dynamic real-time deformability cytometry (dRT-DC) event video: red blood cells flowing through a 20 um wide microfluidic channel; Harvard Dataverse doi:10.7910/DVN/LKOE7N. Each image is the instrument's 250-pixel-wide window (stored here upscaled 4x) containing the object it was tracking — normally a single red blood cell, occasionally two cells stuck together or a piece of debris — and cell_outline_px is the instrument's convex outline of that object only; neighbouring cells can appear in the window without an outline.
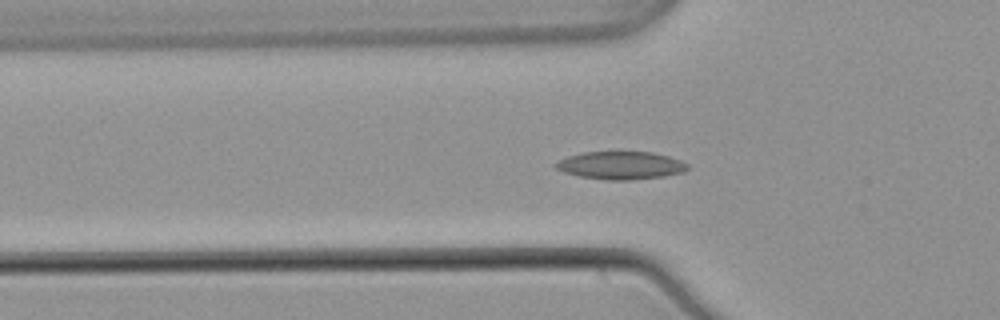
{"species": "common noctule bat (a hibernating species)", "species_latin": "Nyctalus noctula", "temperature_condition": "warm", "stored_images_in_passage": 54, "camera_frame_rate_fps": 3000, "um_per_image_px": 0.085, "animal": {"sex": "male", "body_mass_g": 21.5, "forearm_length_mm": 52.0}, "frame": {"image": 1, "passage_image": 18, "time_ms": 5.667, "image_size_px": [1000, 320], "cell_outline_px": [[692, 168], [684, 172], [664, 176], [628, 180], [608, 180], [580, 176], [564, 172], [556, 168], [552, 164], [568, 156], [584, 152], [652, 152], [668, 156], [680, 160], [688, 164]], "centroid_in_image_um": [52.8, 14.06], "position_along_channel_um": 73.0, "area_um2": 21.39}}
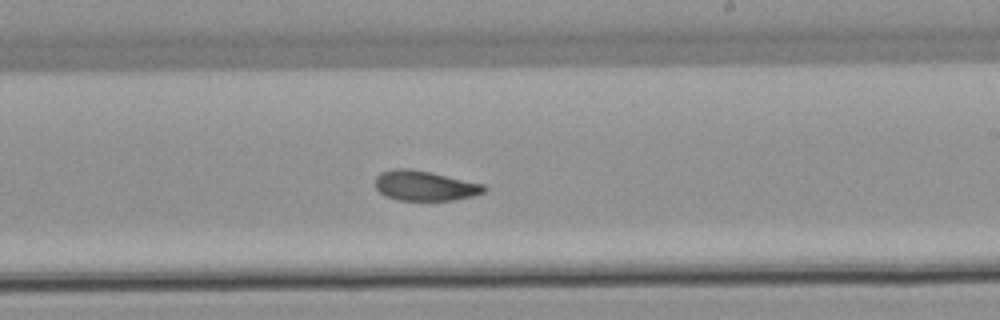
{"frame": {"image": 2, "passage_image": 32, "time_ms": 10.333, "image_size_px": [1000, 320], "cell_outline_px": [[488, 188], [484, 192], [472, 196], [452, 200], [396, 200], [384, 196], [376, 188], [376, 176], [380, 172], [396, 168], [408, 168], [428, 172], [484, 184]], "centroid_in_image_um": [36.08, 15.79], "position_along_channel_um": 252.9, "area_um2": 18.9}}
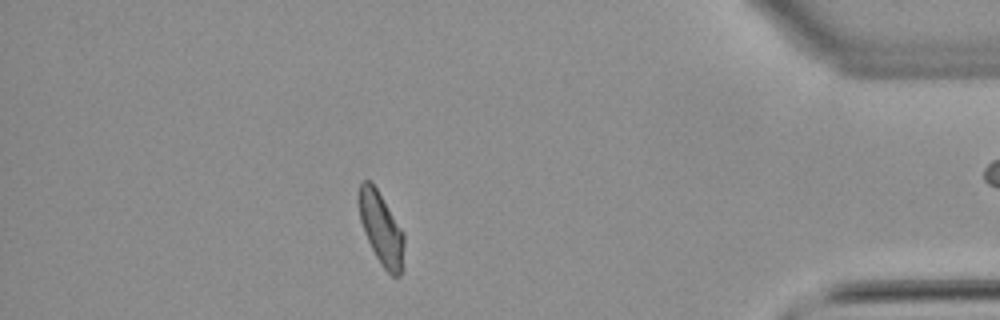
{"frame": {"image": 3, "passage_image": 47, "time_ms": 15.333, "image_size_px": [1000, 320], "cell_outline_px": [[404, 268], [400, 276], [392, 276], [380, 264], [364, 232], [360, 220], [356, 200], [356, 196], [360, 184], [364, 180], [368, 180], [376, 188], [404, 232]], "centroid_in_image_um": [32.4, 19.45], "position_along_channel_um": 402.8, "area_um2": 19.42}, "authors_computed_cell_mechanics": {"area_um2": 19.7387, "velocity_mm_per_s": 3.8545, "shape_relaxation_time_tau1_ms": null, "shape_relaxation_time_tau2_ms": 3.8655, "deformation_change_tau1": null, "deformation_change_tau2": 0.0983}}